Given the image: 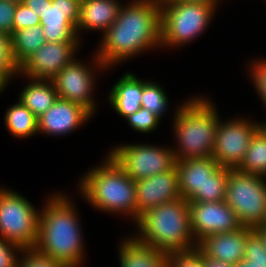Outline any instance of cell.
Returning a JSON list of instances; mask_svg holds the SVG:
<instances>
[{
	"label": "cell",
	"instance_id": "cell-1",
	"mask_svg": "<svg viewBox=\"0 0 266 267\" xmlns=\"http://www.w3.org/2000/svg\"><path fill=\"white\" fill-rule=\"evenodd\" d=\"M125 5V6H124ZM160 0H132L103 33L95 54L108 69L147 49L161 47Z\"/></svg>",
	"mask_w": 266,
	"mask_h": 267
},
{
	"label": "cell",
	"instance_id": "cell-2",
	"mask_svg": "<svg viewBox=\"0 0 266 267\" xmlns=\"http://www.w3.org/2000/svg\"><path fill=\"white\" fill-rule=\"evenodd\" d=\"M51 195L40 212L34 249L66 267H81L86 255L75 204L61 192Z\"/></svg>",
	"mask_w": 266,
	"mask_h": 267
},
{
	"label": "cell",
	"instance_id": "cell-3",
	"mask_svg": "<svg viewBox=\"0 0 266 267\" xmlns=\"http://www.w3.org/2000/svg\"><path fill=\"white\" fill-rule=\"evenodd\" d=\"M134 239L166 254L188 252L198 244L191 229L189 202L183 198L164 202L139 215Z\"/></svg>",
	"mask_w": 266,
	"mask_h": 267
},
{
	"label": "cell",
	"instance_id": "cell-4",
	"mask_svg": "<svg viewBox=\"0 0 266 267\" xmlns=\"http://www.w3.org/2000/svg\"><path fill=\"white\" fill-rule=\"evenodd\" d=\"M184 101L173 118V132L178 144V148L173 147L175 160L210 157L220 118L216 107L210 99L202 96Z\"/></svg>",
	"mask_w": 266,
	"mask_h": 267
},
{
	"label": "cell",
	"instance_id": "cell-5",
	"mask_svg": "<svg viewBox=\"0 0 266 267\" xmlns=\"http://www.w3.org/2000/svg\"><path fill=\"white\" fill-rule=\"evenodd\" d=\"M103 164L84 173L78 189L93 207L108 213H121L137 220L135 181L107 154Z\"/></svg>",
	"mask_w": 266,
	"mask_h": 267
},
{
	"label": "cell",
	"instance_id": "cell-6",
	"mask_svg": "<svg viewBox=\"0 0 266 267\" xmlns=\"http://www.w3.org/2000/svg\"><path fill=\"white\" fill-rule=\"evenodd\" d=\"M161 3V47H179L195 40L206 31L216 6L202 2Z\"/></svg>",
	"mask_w": 266,
	"mask_h": 267
},
{
	"label": "cell",
	"instance_id": "cell-7",
	"mask_svg": "<svg viewBox=\"0 0 266 267\" xmlns=\"http://www.w3.org/2000/svg\"><path fill=\"white\" fill-rule=\"evenodd\" d=\"M179 189L188 202L225 201L228 172L212 157L177 160Z\"/></svg>",
	"mask_w": 266,
	"mask_h": 267
},
{
	"label": "cell",
	"instance_id": "cell-8",
	"mask_svg": "<svg viewBox=\"0 0 266 267\" xmlns=\"http://www.w3.org/2000/svg\"><path fill=\"white\" fill-rule=\"evenodd\" d=\"M225 201L242 227L254 230L263 226L266 221L265 177L230 169Z\"/></svg>",
	"mask_w": 266,
	"mask_h": 267
},
{
	"label": "cell",
	"instance_id": "cell-9",
	"mask_svg": "<svg viewBox=\"0 0 266 267\" xmlns=\"http://www.w3.org/2000/svg\"><path fill=\"white\" fill-rule=\"evenodd\" d=\"M40 211L20 193L0 188V239L23 249L34 248L38 238Z\"/></svg>",
	"mask_w": 266,
	"mask_h": 267
},
{
	"label": "cell",
	"instance_id": "cell-10",
	"mask_svg": "<svg viewBox=\"0 0 266 267\" xmlns=\"http://www.w3.org/2000/svg\"><path fill=\"white\" fill-rule=\"evenodd\" d=\"M134 181L171 170L176 165L173 148L149 144H126L108 153Z\"/></svg>",
	"mask_w": 266,
	"mask_h": 267
},
{
	"label": "cell",
	"instance_id": "cell-11",
	"mask_svg": "<svg viewBox=\"0 0 266 267\" xmlns=\"http://www.w3.org/2000/svg\"><path fill=\"white\" fill-rule=\"evenodd\" d=\"M92 60L91 67L74 58L51 81L55 86L58 98L78 103L94 114L96 111V102L93 97L95 89L93 87H96L94 86L96 81V75H94L96 70L94 69L102 71L108 68L102 64L96 54Z\"/></svg>",
	"mask_w": 266,
	"mask_h": 267
},
{
	"label": "cell",
	"instance_id": "cell-12",
	"mask_svg": "<svg viewBox=\"0 0 266 267\" xmlns=\"http://www.w3.org/2000/svg\"><path fill=\"white\" fill-rule=\"evenodd\" d=\"M265 122L237 117L227 121L219 119L212 157L221 167L236 169L244 159L252 136Z\"/></svg>",
	"mask_w": 266,
	"mask_h": 267
},
{
	"label": "cell",
	"instance_id": "cell-13",
	"mask_svg": "<svg viewBox=\"0 0 266 267\" xmlns=\"http://www.w3.org/2000/svg\"><path fill=\"white\" fill-rule=\"evenodd\" d=\"M79 43L45 42L18 67V75L51 80L75 58Z\"/></svg>",
	"mask_w": 266,
	"mask_h": 267
},
{
	"label": "cell",
	"instance_id": "cell-14",
	"mask_svg": "<svg viewBox=\"0 0 266 267\" xmlns=\"http://www.w3.org/2000/svg\"><path fill=\"white\" fill-rule=\"evenodd\" d=\"M189 209L191 229L197 244L208 235L232 232L242 227L226 201L189 202Z\"/></svg>",
	"mask_w": 266,
	"mask_h": 267
},
{
	"label": "cell",
	"instance_id": "cell-15",
	"mask_svg": "<svg viewBox=\"0 0 266 267\" xmlns=\"http://www.w3.org/2000/svg\"><path fill=\"white\" fill-rule=\"evenodd\" d=\"M81 0H47L39 15L46 42H80L77 24Z\"/></svg>",
	"mask_w": 266,
	"mask_h": 267
},
{
	"label": "cell",
	"instance_id": "cell-16",
	"mask_svg": "<svg viewBox=\"0 0 266 267\" xmlns=\"http://www.w3.org/2000/svg\"><path fill=\"white\" fill-rule=\"evenodd\" d=\"M137 218L164 202L182 198L176 165L169 171L135 181Z\"/></svg>",
	"mask_w": 266,
	"mask_h": 267
},
{
	"label": "cell",
	"instance_id": "cell-17",
	"mask_svg": "<svg viewBox=\"0 0 266 267\" xmlns=\"http://www.w3.org/2000/svg\"><path fill=\"white\" fill-rule=\"evenodd\" d=\"M93 114L78 103L57 98L53 105L38 117V132L46 135L62 136L72 133Z\"/></svg>",
	"mask_w": 266,
	"mask_h": 267
},
{
	"label": "cell",
	"instance_id": "cell-18",
	"mask_svg": "<svg viewBox=\"0 0 266 267\" xmlns=\"http://www.w3.org/2000/svg\"><path fill=\"white\" fill-rule=\"evenodd\" d=\"M252 228L241 227L232 232L208 235L198 243V249L213 260L235 265L244 259L245 242Z\"/></svg>",
	"mask_w": 266,
	"mask_h": 267
},
{
	"label": "cell",
	"instance_id": "cell-19",
	"mask_svg": "<svg viewBox=\"0 0 266 267\" xmlns=\"http://www.w3.org/2000/svg\"><path fill=\"white\" fill-rule=\"evenodd\" d=\"M119 0H81L77 33L80 31H102L104 33L117 19L122 6Z\"/></svg>",
	"mask_w": 266,
	"mask_h": 267
},
{
	"label": "cell",
	"instance_id": "cell-20",
	"mask_svg": "<svg viewBox=\"0 0 266 267\" xmlns=\"http://www.w3.org/2000/svg\"><path fill=\"white\" fill-rule=\"evenodd\" d=\"M142 80L126 72L112 87L109 103L124 119L141 108Z\"/></svg>",
	"mask_w": 266,
	"mask_h": 267
},
{
	"label": "cell",
	"instance_id": "cell-21",
	"mask_svg": "<svg viewBox=\"0 0 266 267\" xmlns=\"http://www.w3.org/2000/svg\"><path fill=\"white\" fill-rule=\"evenodd\" d=\"M129 237L118 247L120 267H168V254Z\"/></svg>",
	"mask_w": 266,
	"mask_h": 267
},
{
	"label": "cell",
	"instance_id": "cell-22",
	"mask_svg": "<svg viewBox=\"0 0 266 267\" xmlns=\"http://www.w3.org/2000/svg\"><path fill=\"white\" fill-rule=\"evenodd\" d=\"M29 79L19 96V100L38 118L44 114L58 98L51 80Z\"/></svg>",
	"mask_w": 266,
	"mask_h": 267
},
{
	"label": "cell",
	"instance_id": "cell-23",
	"mask_svg": "<svg viewBox=\"0 0 266 267\" xmlns=\"http://www.w3.org/2000/svg\"><path fill=\"white\" fill-rule=\"evenodd\" d=\"M46 42L42 26L27 27L11 35V49L15 64L19 67Z\"/></svg>",
	"mask_w": 266,
	"mask_h": 267
},
{
	"label": "cell",
	"instance_id": "cell-24",
	"mask_svg": "<svg viewBox=\"0 0 266 267\" xmlns=\"http://www.w3.org/2000/svg\"><path fill=\"white\" fill-rule=\"evenodd\" d=\"M4 120L15 138H28L38 133V118L20 100L7 109Z\"/></svg>",
	"mask_w": 266,
	"mask_h": 267
},
{
	"label": "cell",
	"instance_id": "cell-25",
	"mask_svg": "<svg viewBox=\"0 0 266 267\" xmlns=\"http://www.w3.org/2000/svg\"><path fill=\"white\" fill-rule=\"evenodd\" d=\"M237 170L266 177V122L254 133Z\"/></svg>",
	"mask_w": 266,
	"mask_h": 267
},
{
	"label": "cell",
	"instance_id": "cell-26",
	"mask_svg": "<svg viewBox=\"0 0 266 267\" xmlns=\"http://www.w3.org/2000/svg\"><path fill=\"white\" fill-rule=\"evenodd\" d=\"M168 97L160 84L142 80L141 107L163 117L168 107Z\"/></svg>",
	"mask_w": 266,
	"mask_h": 267
},
{
	"label": "cell",
	"instance_id": "cell-27",
	"mask_svg": "<svg viewBox=\"0 0 266 267\" xmlns=\"http://www.w3.org/2000/svg\"><path fill=\"white\" fill-rule=\"evenodd\" d=\"M234 267H266V246L255 229L247 236L244 259Z\"/></svg>",
	"mask_w": 266,
	"mask_h": 267
},
{
	"label": "cell",
	"instance_id": "cell-28",
	"mask_svg": "<svg viewBox=\"0 0 266 267\" xmlns=\"http://www.w3.org/2000/svg\"><path fill=\"white\" fill-rule=\"evenodd\" d=\"M0 76L7 82L18 75L11 49V36L0 32Z\"/></svg>",
	"mask_w": 266,
	"mask_h": 267
},
{
	"label": "cell",
	"instance_id": "cell-29",
	"mask_svg": "<svg viewBox=\"0 0 266 267\" xmlns=\"http://www.w3.org/2000/svg\"><path fill=\"white\" fill-rule=\"evenodd\" d=\"M160 119L161 117L157 114L141 107L135 113L127 116L125 120L136 132L147 134L152 133L158 127Z\"/></svg>",
	"mask_w": 266,
	"mask_h": 267
},
{
	"label": "cell",
	"instance_id": "cell-30",
	"mask_svg": "<svg viewBox=\"0 0 266 267\" xmlns=\"http://www.w3.org/2000/svg\"><path fill=\"white\" fill-rule=\"evenodd\" d=\"M18 267H66L64 264L42 255L34 248L23 249Z\"/></svg>",
	"mask_w": 266,
	"mask_h": 267
},
{
	"label": "cell",
	"instance_id": "cell-31",
	"mask_svg": "<svg viewBox=\"0 0 266 267\" xmlns=\"http://www.w3.org/2000/svg\"><path fill=\"white\" fill-rule=\"evenodd\" d=\"M168 267H203V253L198 249L168 254Z\"/></svg>",
	"mask_w": 266,
	"mask_h": 267
},
{
	"label": "cell",
	"instance_id": "cell-32",
	"mask_svg": "<svg viewBox=\"0 0 266 267\" xmlns=\"http://www.w3.org/2000/svg\"><path fill=\"white\" fill-rule=\"evenodd\" d=\"M253 62V63H252ZM250 63L251 68L249 69L255 90L260 96L263 105L266 106V58L264 60L252 61Z\"/></svg>",
	"mask_w": 266,
	"mask_h": 267
},
{
	"label": "cell",
	"instance_id": "cell-33",
	"mask_svg": "<svg viewBox=\"0 0 266 267\" xmlns=\"http://www.w3.org/2000/svg\"><path fill=\"white\" fill-rule=\"evenodd\" d=\"M40 24L39 15L33 12L24 3H17L13 18V32L27 27H34Z\"/></svg>",
	"mask_w": 266,
	"mask_h": 267
},
{
	"label": "cell",
	"instance_id": "cell-34",
	"mask_svg": "<svg viewBox=\"0 0 266 267\" xmlns=\"http://www.w3.org/2000/svg\"><path fill=\"white\" fill-rule=\"evenodd\" d=\"M22 250L23 248L15 243L0 239V267H18Z\"/></svg>",
	"mask_w": 266,
	"mask_h": 267
},
{
	"label": "cell",
	"instance_id": "cell-35",
	"mask_svg": "<svg viewBox=\"0 0 266 267\" xmlns=\"http://www.w3.org/2000/svg\"><path fill=\"white\" fill-rule=\"evenodd\" d=\"M17 2L0 0V32L9 36L13 33V18Z\"/></svg>",
	"mask_w": 266,
	"mask_h": 267
},
{
	"label": "cell",
	"instance_id": "cell-36",
	"mask_svg": "<svg viewBox=\"0 0 266 267\" xmlns=\"http://www.w3.org/2000/svg\"><path fill=\"white\" fill-rule=\"evenodd\" d=\"M23 3L37 15L43 14L47 6V0H25Z\"/></svg>",
	"mask_w": 266,
	"mask_h": 267
},
{
	"label": "cell",
	"instance_id": "cell-37",
	"mask_svg": "<svg viewBox=\"0 0 266 267\" xmlns=\"http://www.w3.org/2000/svg\"><path fill=\"white\" fill-rule=\"evenodd\" d=\"M203 267H234V265L213 260L203 254Z\"/></svg>",
	"mask_w": 266,
	"mask_h": 267
},
{
	"label": "cell",
	"instance_id": "cell-38",
	"mask_svg": "<svg viewBox=\"0 0 266 267\" xmlns=\"http://www.w3.org/2000/svg\"><path fill=\"white\" fill-rule=\"evenodd\" d=\"M160 1H173V2H202L209 3L217 7L218 0H160Z\"/></svg>",
	"mask_w": 266,
	"mask_h": 267
},
{
	"label": "cell",
	"instance_id": "cell-39",
	"mask_svg": "<svg viewBox=\"0 0 266 267\" xmlns=\"http://www.w3.org/2000/svg\"><path fill=\"white\" fill-rule=\"evenodd\" d=\"M255 230L260 234L266 246V228L263 226H260L256 228Z\"/></svg>",
	"mask_w": 266,
	"mask_h": 267
},
{
	"label": "cell",
	"instance_id": "cell-40",
	"mask_svg": "<svg viewBox=\"0 0 266 267\" xmlns=\"http://www.w3.org/2000/svg\"><path fill=\"white\" fill-rule=\"evenodd\" d=\"M8 83L0 76V93L6 88Z\"/></svg>",
	"mask_w": 266,
	"mask_h": 267
},
{
	"label": "cell",
	"instance_id": "cell-41",
	"mask_svg": "<svg viewBox=\"0 0 266 267\" xmlns=\"http://www.w3.org/2000/svg\"><path fill=\"white\" fill-rule=\"evenodd\" d=\"M11 1H14V2H17V3H23L25 0H11Z\"/></svg>",
	"mask_w": 266,
	"mask_h": 267
}]
</instances>
